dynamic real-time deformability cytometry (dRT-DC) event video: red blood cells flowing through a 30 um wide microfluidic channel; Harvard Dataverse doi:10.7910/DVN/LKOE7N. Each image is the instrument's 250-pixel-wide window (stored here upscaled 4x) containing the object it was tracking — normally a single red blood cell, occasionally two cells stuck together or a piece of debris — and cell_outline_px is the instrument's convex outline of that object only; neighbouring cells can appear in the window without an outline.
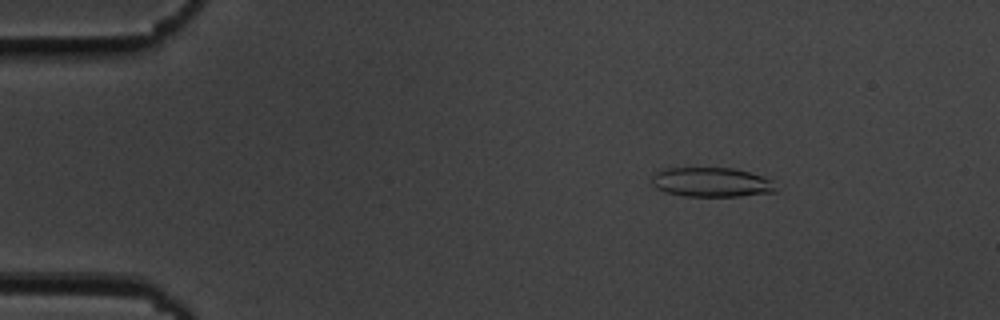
{"species": "common noctule bat (a hibernating species)", "species_latin": "Nyctalus noctula", "temperature_condition": "cold", "stored_images_in_passage": 48, "camera_frame_rate_fps": 3000, "um_per_image_px": 0.085, "animal": {"sex": "male", "body_mass_g": 19.5, "forearm_length_mm": 54.6}, "frame": {"image": 1, "passage_image": 2, "time_ms": 0.333, "image_size_px": [1000, 320], "cell_outline_px": [[776, 192], [740, 196], [684, 196], [664, 192], [656, 188], [652, 184], [652, 176], [656, 172], [668, 168], [736, 168], [772, 180], [776, 188]], "centroid_in_image_um": [60.46, 15.49], "position_along_channel_um": 24.5, "area_um2": 21.27}}
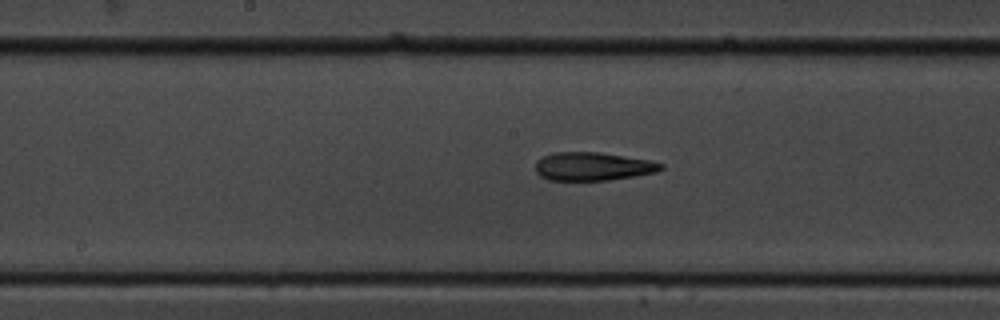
{"frame": {"image": 2, "passage_image": 22, "time_ms": 7.0, "image_size_px": [1000, 320], "cell_outline_px": [[664, 168], [656, 172], [636, 176], [608, 180], [548, 180], [540, 176], [536, 172], [536, 160], [552, 152], [600, 152], [652, 160], [664, 164]], "centroid_in_image_um": [50.41, 14.14], "position_along_channel_um": 197.8, "area_um2": 20.92}}
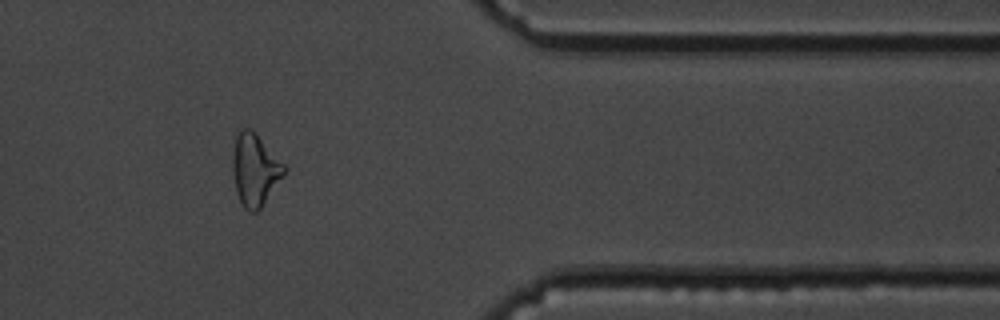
{"frame": {"image": 3, "passage_image": 39, "time_ms": 12.667, "image_size_px": [1000, 320], "cell_outline_px": [[288, 168], [260, 208], [256, 212], [248, 212], [244, 208], [236, 192], [232, 172], [232, 160], [236, 136], [240, 128], [248, 128]], "centroid_in_image_um": [21.63, 14.47], "position_along_channel_um": 389.8, "area_um2": 20.98}, "authors_computed_cell_mechanics": {"area_um2": 21.097, "velocity_mm_per_s": 3.7048, "shape_relaxation_time_tau1_ms": 7.1369, "shape_relaxation_time_tau2_ms": 3.8417, "deformation_change_tau1": 0.2075, "deformation_change_tau2": 0.1563}}